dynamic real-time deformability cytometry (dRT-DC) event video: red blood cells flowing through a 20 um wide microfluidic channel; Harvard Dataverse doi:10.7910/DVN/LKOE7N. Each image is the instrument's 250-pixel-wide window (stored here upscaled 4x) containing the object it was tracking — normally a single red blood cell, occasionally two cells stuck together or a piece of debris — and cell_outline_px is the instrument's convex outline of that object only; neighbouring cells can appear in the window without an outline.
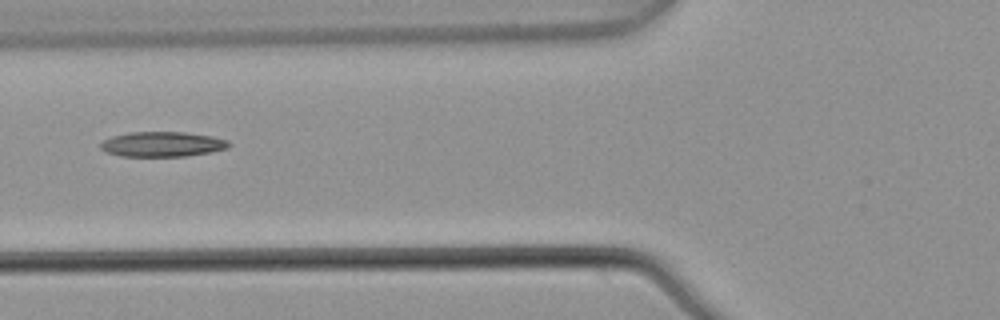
{"species": "common noctule bat (a hibernating species)", "species_latin": "Nyctalus noctula", "temperature_condition": "warm", "stored_images_in_passage": 6, "camera_frame_rate_fps": 3000, "um_per_image_px": 0.085, "animal": {"sex": "male", "body_mass_g": 21.5, "forearm_length_mm": 52.0}, "frame": {"image": 1, "passage_image": 5, "time_ms": 1.333, "image_size_px": [1000, 320], "cell_outline_px": [[232, 144], [228, 148], [212, 152], [184, 156], [120, 156], [104, 152], [100, 148], [100, 144], [104, 140], [112, 136], [128, 132], [184, 132], [212, 136], [228, 140]], "centroid_in_image_um": [13.8, 12.26], "position_along_channel_um": 112.0, "area_um2": 18.84}}
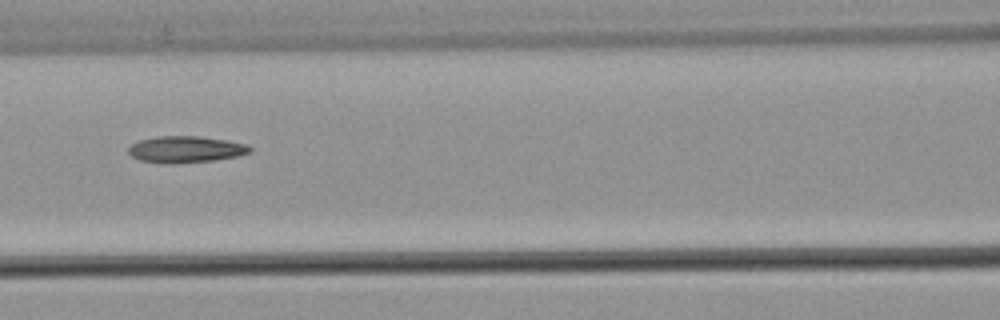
{"frame": {"image": 2, "passage_image": 6, "time_ms": 1.667, "image_size_px": [1000, 320], "cell_outline_px": [[252, 152], [236, 156], [212, 160], [168, 164], [140, 160], [132, 156], [128, 152], [128, 148], [132, 144], [140, 140], [156, 136], [200, 136], [228, 140], [248, 144], [252, 148]], "centroid_in_image_um": [15.8, 12.68], "position_along_channel_um": 150.8, "area_um2": 18.79}}